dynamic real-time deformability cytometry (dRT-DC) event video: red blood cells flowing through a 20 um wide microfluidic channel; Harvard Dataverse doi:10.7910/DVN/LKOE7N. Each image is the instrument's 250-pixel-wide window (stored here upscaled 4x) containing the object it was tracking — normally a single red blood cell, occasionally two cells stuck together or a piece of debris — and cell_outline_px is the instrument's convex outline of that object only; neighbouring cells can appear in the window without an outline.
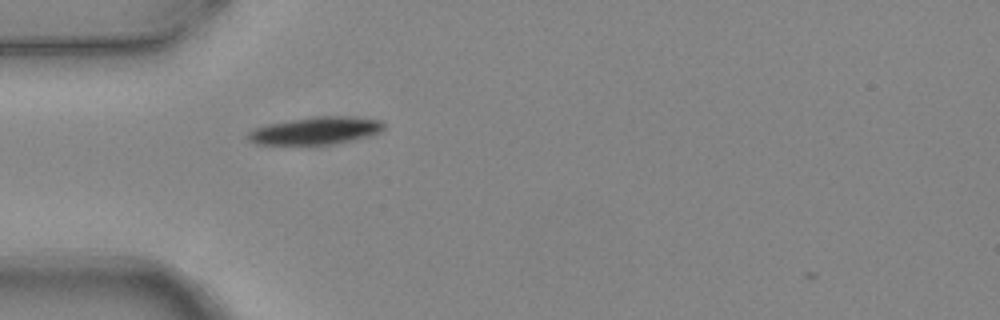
{"species": "common noctule bat (a hibernating species)", "species_latin": "Nyctalus noctula", "temperature_condition": "warm", "stored_images_in_passage": 1, "camera_frame_rate_fps": 3000, "um_per_image_px": 0.085, "animal": {"sex": "female", "body_mass_g": 24.6, "forearm_length_mm": 56.2}, "frame": {"image": 1, "passage_image": 1, "time_ms": 0.0, "image_size_px": [1000, 320], "cell_outline_px": [[384, 128], [380, 132], [352, 140], [332, 144], [256, 144], [248, 140], [244, 136], [252, 128], [268, 124], [288, 120], [316, 116], [336, 116], [380, 120], [384, 124]], "centroid_in_image_um": [26.74, 11.11], "position_along_channel_um": 58.3, "area_um2": 21.56}}